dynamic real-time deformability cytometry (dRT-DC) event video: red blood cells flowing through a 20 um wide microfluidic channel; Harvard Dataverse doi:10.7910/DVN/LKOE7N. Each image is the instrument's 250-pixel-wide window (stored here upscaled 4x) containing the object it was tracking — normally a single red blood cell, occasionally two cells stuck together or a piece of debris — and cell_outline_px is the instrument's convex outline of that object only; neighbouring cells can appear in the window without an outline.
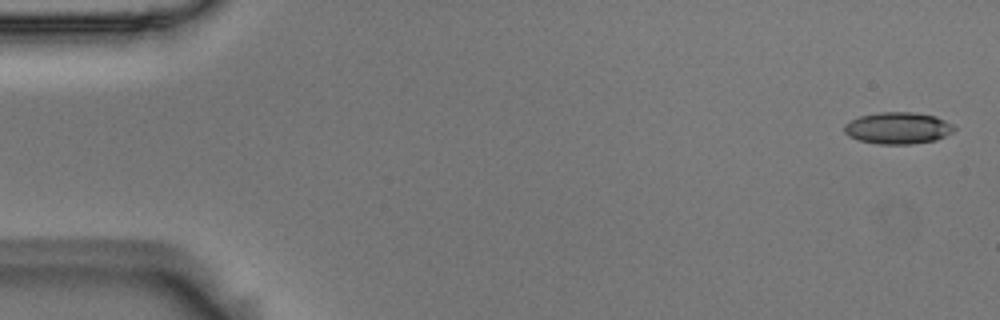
{"species": "Egyptian fruit bat (a non-hibernating species)", "species_latin": "Rousettus aegyptiacus", "temperature_condition": "room temperature", "stored_images_in_passage": 6, "camera_frame_rate_fps": 3000, "um_per_image_px": 0.085, "animal": {"sex": "male"}, "frame": {"image": 1, "passage_image": 1, "time_ms": 0.0, "image_size_px": [1000, 320], "cell_outline_px": [[956, 128], [952, 132], [936, 140], [912, 144], [880, 144], [860, 140], [848, 136], [844, 132], [844, 124], [860, 116], [880, 112], [916, 112], [936, 116], [952, 124]], "centroid_in_image_um": [76.33, 10.88], "position_along_channel_um": 8.7, "area_um2": 20.29}}